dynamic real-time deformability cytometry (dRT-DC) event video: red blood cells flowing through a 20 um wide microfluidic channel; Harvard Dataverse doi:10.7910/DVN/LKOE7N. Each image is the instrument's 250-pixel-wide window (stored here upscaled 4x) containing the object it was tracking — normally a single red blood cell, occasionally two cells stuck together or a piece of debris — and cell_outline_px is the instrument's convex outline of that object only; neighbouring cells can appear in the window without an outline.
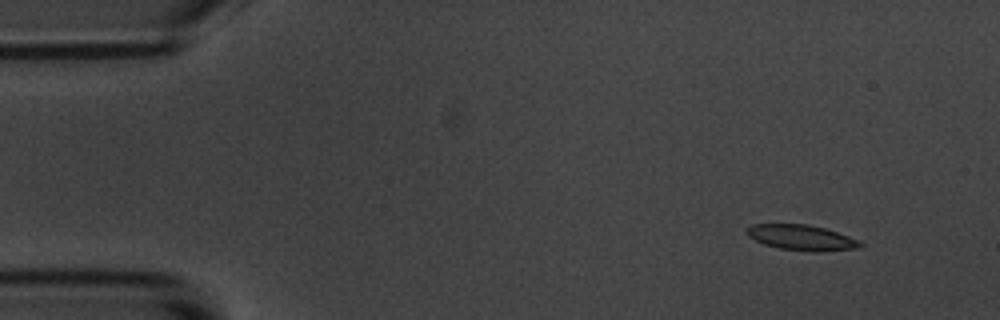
{"species": "common noctule bat (a hibernating species)", "species_latin": "Nyctalus noctula", "temperature_condition": "room temperature", "stored_images_in_passage": 4, "camera_frame_rate_fps": 3000, "um_per_image_px": 0.085, "animal": {"sex": "male", "body_mass_g": 20.1, "forearm_length_mm": 53.5}, "frame": {"image": 1, "passage_image": 1, "time_ms": 0.0, "image_size_px": [1000, 320], "cell_outline_px": [[864, 244], [860, 248], [820, 252], [816, 252], [780, 248], [764, 244], [748, 236], [744, 232], [752, 224], [808, 224], [824, 228], [848, 236]], "centroid_in_image_um": [68.12, 20.19], "position_along_channel_um": 16.9, "area_um2": 16.7}}
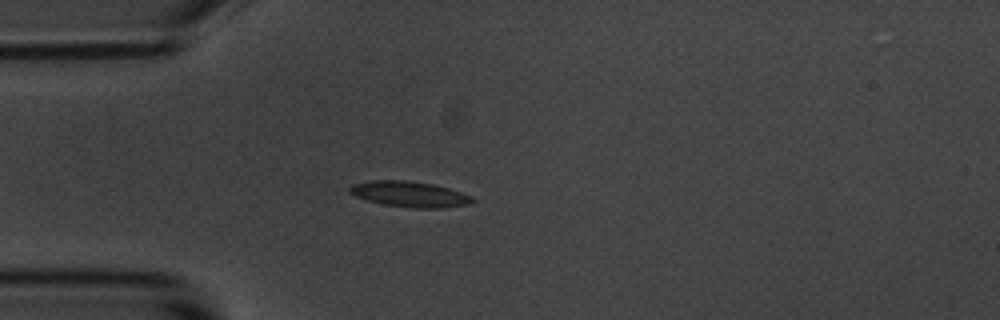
{"frame": {"image": 2, "passage_image": 4, "time_ms": 3.333, "image_size_px": [1000, 320], "cell_outline_px": [[476, 200], [472, 204], [440, 208], [412, 208], [384, 204], [368, 200], [356, 196], [348, 192], [348, 188], [352, 184], [372, 180], [408, 180], [432, 184], [448, 188], [472, 196]], "centroid_in_image_um": [34.83, 16.5], "position_along_channel_um": 50.2, "area_um2": 18.38}}